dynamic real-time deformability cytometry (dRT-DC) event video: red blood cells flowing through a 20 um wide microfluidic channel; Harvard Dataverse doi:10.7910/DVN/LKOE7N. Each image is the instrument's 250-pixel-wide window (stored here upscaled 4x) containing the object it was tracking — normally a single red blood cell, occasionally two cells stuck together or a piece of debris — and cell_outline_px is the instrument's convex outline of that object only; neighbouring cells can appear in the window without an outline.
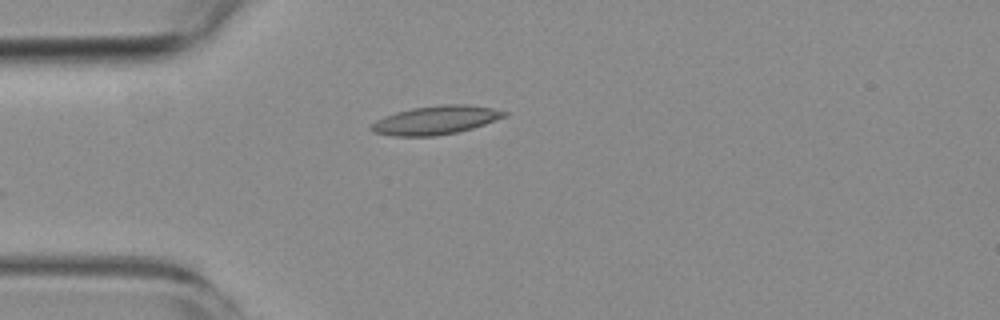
{"species": "common noctule bat (a hibernating species)", "species_latin": "Nyctalus noctula", "temperature_condition": "room temperature", "stored_images_in_passage": 2, "camera_frame_rate_fps": 3000, "um_per_image_px": 0.085, "animal": {"sex": "female", "body_mass_g": 19.3, "forearm_length_mm": 54.1}, "frame": {"image": 1, "passage_image": 1, "time_ms": 0.0, "image_size_px": [1000, 320], "cell_outline_px": [[508, 116], [472, 128], [456, 132], [436, 136], [396, 136], [372, 132], [368, 128], [376, 120], [384, 116], [396, 112], [412, 108], [440, 104], [464, 104], [492, 108], [508, 112]], "centroid_in_image_um": [37.02, 10.21], "position_along_channel_um": 48.0, "area_um2": 22.2}}